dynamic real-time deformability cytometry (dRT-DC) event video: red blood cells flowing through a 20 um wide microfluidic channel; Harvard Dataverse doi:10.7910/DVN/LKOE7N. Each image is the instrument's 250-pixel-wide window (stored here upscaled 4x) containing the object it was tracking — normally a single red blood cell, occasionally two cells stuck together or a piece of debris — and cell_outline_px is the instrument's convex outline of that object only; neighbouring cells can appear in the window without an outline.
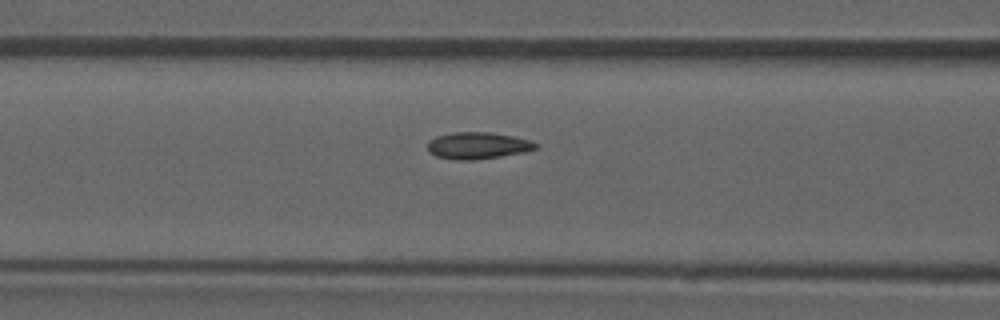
{"species": "common noctule bat (a hibernating species)", "species_latin": "Nyctalus noctula", "temperature_condition": "room temperature", "stored_images_in_passage": 16, "camera_frame_rate_fps": 3000, "um_per_image_px": 0.085, "animal": {"sex": "male", "forearm_length_mm": 52.5}, "frame": {"image": 1, "passage_image": 14, "time_ms": 4.333, "image_size_px": [1000, 320], "cell_outline_px": [[540, 144], [536, 148], [524, 152], [500, 156], [472, 160], [456, 160], [436, 156], [428, 152], [428, 140], [436, 136], [452, 132], [488, 132], [512, 136], [532, 140]], "centroid_in_image_um": [40.6, 12.37], "position_along_channel_um": 126.0, "area_um2": 16.94}}